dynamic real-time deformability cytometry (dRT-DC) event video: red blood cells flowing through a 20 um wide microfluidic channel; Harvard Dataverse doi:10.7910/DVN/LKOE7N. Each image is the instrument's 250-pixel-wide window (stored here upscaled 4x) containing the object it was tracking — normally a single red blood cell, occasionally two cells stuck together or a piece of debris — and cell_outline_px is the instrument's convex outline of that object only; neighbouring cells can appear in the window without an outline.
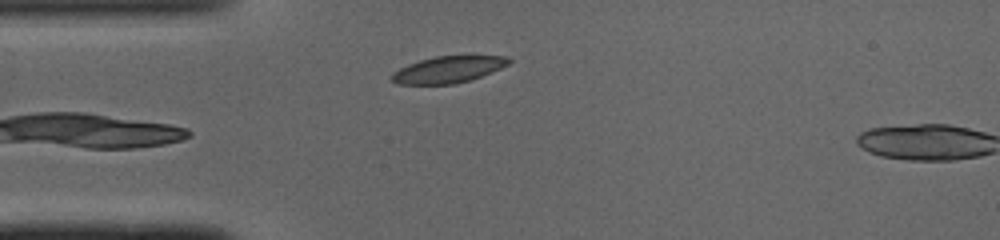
{"species": "common noctule bat (a hibernating species)", "species_latin": "Nyctalus noctula", "temperature_condition": "cold", "stored_images_in_passage": 2, "camera_frame_rate_fps": 3000, "um_per_image_px": 0.085, "animal": {"sex": "male", "body_mass_g": 19.0, "forearm_length_mm": 50.8}, "frame": {"image": 1, "passage_image": 1, "time_ms": 0.0, "image_size_px": [1000, 240], "cell_outline_px": [[512, 60], [508, 64], [500, 68], [480, 76], [468, 80], [452, 84], [396, 84], [392, 80], [392, 72], [408, 64], [420, 60], [436, 56], [508, 56]], "centroid_in_image_um": [38.07, 5.9], "position_along_channel_um": 46.9, "area_um2": 17.86}}